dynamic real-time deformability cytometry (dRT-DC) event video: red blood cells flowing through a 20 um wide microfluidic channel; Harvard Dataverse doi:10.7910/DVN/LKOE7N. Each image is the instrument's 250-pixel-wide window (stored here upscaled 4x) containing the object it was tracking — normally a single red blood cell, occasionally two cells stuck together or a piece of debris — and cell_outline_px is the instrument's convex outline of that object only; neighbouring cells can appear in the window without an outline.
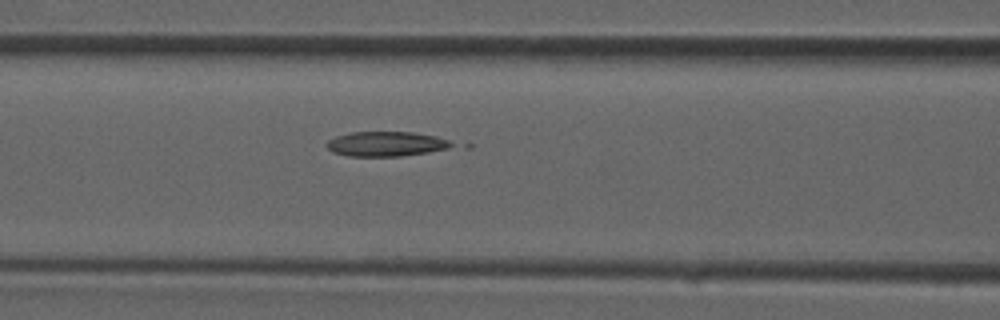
{"species": "common noctule bat (a hibernating species)", "species_latin": "Nyctalus noctula", "temperature_condition": "room temperature", "stored_images_in_passage": 18, "camera_frame_rate_fps": 3000, "um_per_image_px": 0.085, "animal": {"sex": "male", "forearm_length_mm": 52.5}, "frame": {"image": 1, "passage_image": 6, "time_ms": 1.667, "image_size_px": [1000, 320], "cell_outline_px": [[456, 144], [448, 148], [428, 152], [400, 156], [348, 156], [332, 152], [328, 148], [328, 140], [336, 136], [352, 132], [412, 132], [436, 136], [448, 140]], "centroid_in_image_um": [32.83, 12.23], "position_along_channel_um": 133.8, "area_um2": 17.92}}
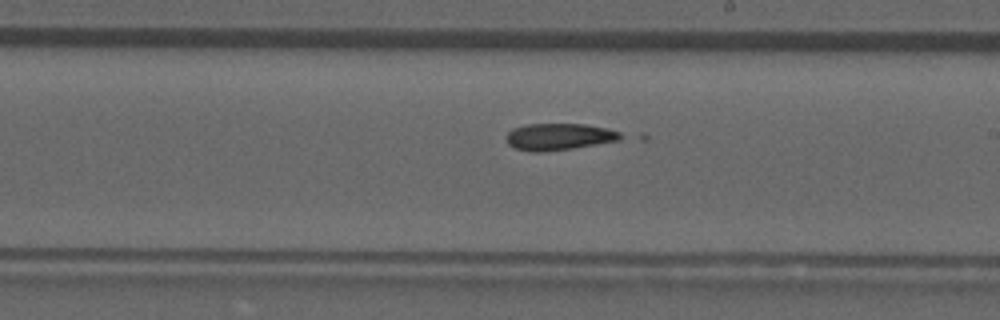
{"frame": {"image": 2, "passage_image": 12, "time_ms": 3.667, "image_size_px": [1000, 320], "cell_outline_px": [[628, 136], [620, 140], [572, 148], [540, 152], [532, 152], [516, 148], [508, 144], [504, 136], [512, 128], [528, 124], [584, 124], [608, 128], [620, 132]], "centroid_in_image_um": [47.54, 11.61], "position_along_channel_um": 241.5, "area_um2": 17.98}}
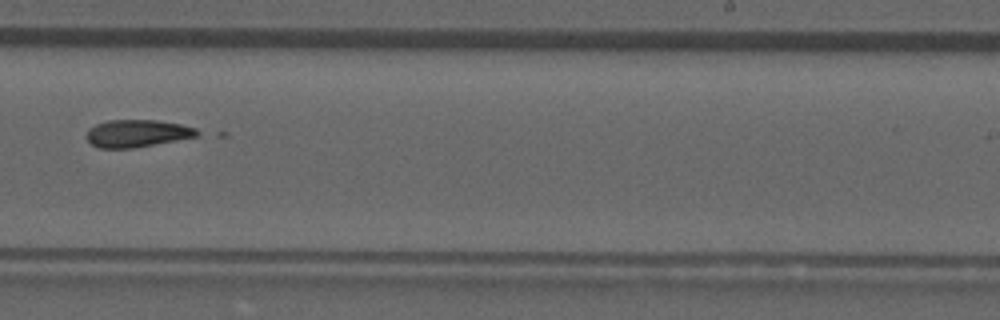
{"frame": {"image": 3, "passage_image": 14, "time_ms": 4.333, "image_size_px": [1000, 320], "cell_outline_px": [[204, 132], [200, 136], [132, 148], [100, 148], [92, 144], [84, 136], [88, 128], [96, 124], [108, 120], [156, 120], [180, 124], [196, 128]], "centroid_in_image_um": [11.68, 11.33], "position_along_channel_um": 277.3, "area_um2": 17.86}}